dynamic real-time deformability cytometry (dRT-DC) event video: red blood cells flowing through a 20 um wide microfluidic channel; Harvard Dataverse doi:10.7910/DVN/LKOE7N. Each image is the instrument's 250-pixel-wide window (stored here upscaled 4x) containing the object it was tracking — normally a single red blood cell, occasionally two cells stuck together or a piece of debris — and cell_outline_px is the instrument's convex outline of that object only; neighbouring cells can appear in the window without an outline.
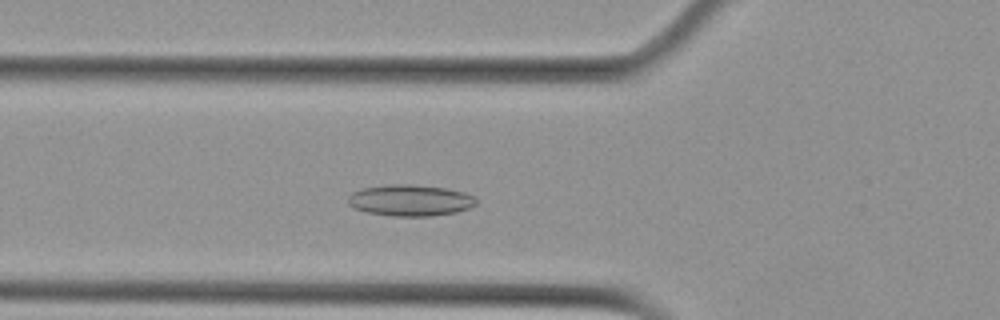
{"species": "Egyptian fruit bat (a non-hibernating species)", "species_latin": "Rousettus aegyptiacus", "temperature_condition": "cold", "stored_images_in_passage": 43, "camera_frame_rate_fps": 3000, "um_per_image_px": 0.085, "animal": {"sex": "female"}, "frame": {"image": 1, "passage_image": 6, "time_ms": 1.667, "image_size_px": [1000, 320], "cell_outline_px": [[476, 204], [468, 208], [456, 212], [432, 216], [392, 216], [368, 212], [356, 208], [348, 204], [348, 196], [352, 192], [360, 188], [388, 184], [412, 184], [448, 188], [464, 192], [476, 196]], "centroid_in_image_um": [34.88, 17.01], "position_along_channel_um": 90.9, "area_um2": 23.58}}
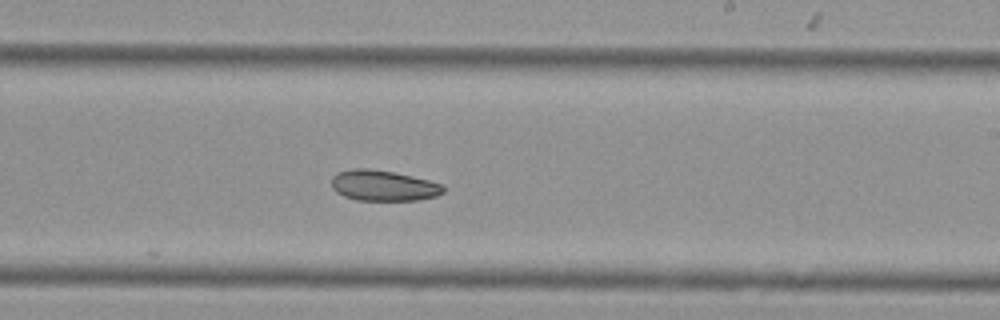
{"frame": {"image": 2, "passage_image": 20, "time_ms": 6.333, "image_size_px": [1000, 320], "cell_outline_px": [[444, 192], [436, 196], [420, 200], [356, 200], [344, 196], [336, 192], [332, 188], [332, 176], [336, 172], [352, 168], [368, 168], [392, 172], [412, 176], [444, 184]], "centroid_in_image_um": [32.57, 15.77], "position_along_channel_um": 256.4, "area_um2": 20.11}}
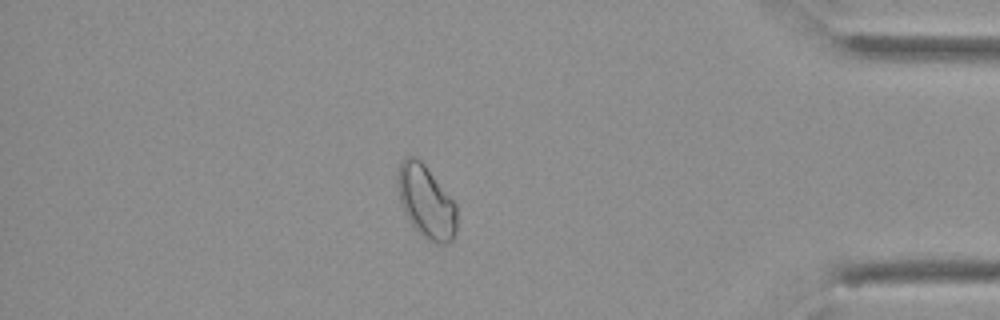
{"frame": {"image": 3, "passage_image": 35, "time_ms": 11.333, "image_size_px": [1000, 320], "cell_outline_px": [[456, 232], [452, 240], [448, 244], [436, 244], [420, 236], [408, 220], [400, 200], [396, 180], [396, 168], [400, 160], [404, 156], [416, 156], [424, 164], [456, 204]], "centroid_in_image_um": [36.18, 17.14], "position_along_channel_um": 399.0, "area_um2": 25.49}}